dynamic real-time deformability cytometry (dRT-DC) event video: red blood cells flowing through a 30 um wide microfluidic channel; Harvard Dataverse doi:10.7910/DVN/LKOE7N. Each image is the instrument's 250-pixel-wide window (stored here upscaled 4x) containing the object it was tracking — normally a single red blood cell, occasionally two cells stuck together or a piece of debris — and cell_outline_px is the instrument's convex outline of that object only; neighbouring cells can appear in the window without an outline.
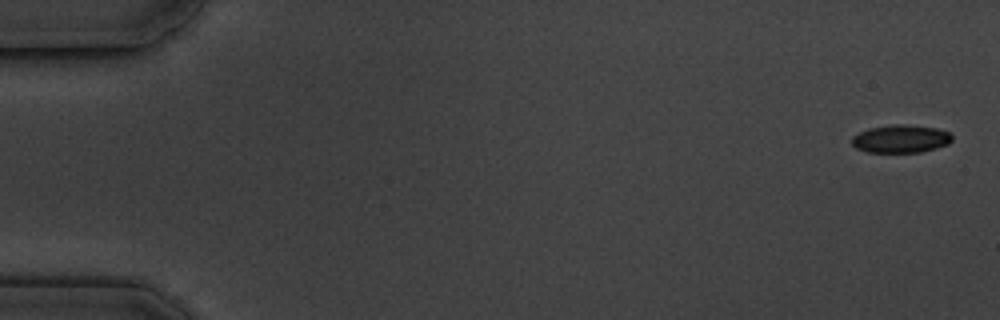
{"species": "common noctule bat (a hibernating species)", "species_latin": "Nyctalus noctula", "temperature_condition": "cold", "stored_images_in_passage": 9, "camera_frame_rate_fps": 3000, "um_per_image_px": 0.085, "animal": {"sex": "male", "body_mass_g": 19.5, "forearm_length_mm": 54.6}, "frame": {"image": 1, "passage_image": 1, "time_ms": 0.0, "image_size_px": [1000, 320], "cell_outline_px": [[952, 140], [948, 144], [936, 148], [920, 152], [868, 152], [856, 148], [852, 144], [852, 136], [868, 128], [892, 124], [904, 124], [936, 128], [948, 132], [952, 136]], "centroid_in_image_um": [76.55, 11.79], "position_along_channel_um": 8.4, "area_um2": 16.3}}
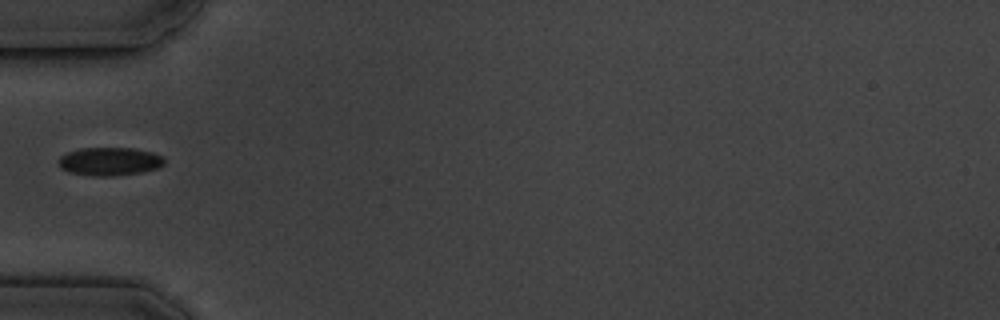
{"frame": {"image": 2, "passage_image": 6, "time_ms": 6.0, "image_size_px": [1000, 320], "cell_outline_px": [[164, 164], [156, 168], [140, 172], [112, 176], [96, 176], [68, 172], [60, 168], [60, 156], [68, 152], [80, 148], [132, 148], [152, 152], [164, 156]], "centroid_in_image_um": [9.32, 13.71], "position_along_channel_um": 75.7, "area_um2": 17.28}}